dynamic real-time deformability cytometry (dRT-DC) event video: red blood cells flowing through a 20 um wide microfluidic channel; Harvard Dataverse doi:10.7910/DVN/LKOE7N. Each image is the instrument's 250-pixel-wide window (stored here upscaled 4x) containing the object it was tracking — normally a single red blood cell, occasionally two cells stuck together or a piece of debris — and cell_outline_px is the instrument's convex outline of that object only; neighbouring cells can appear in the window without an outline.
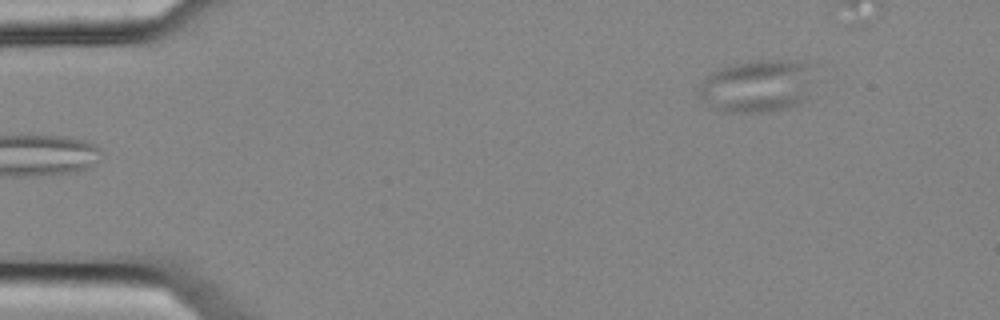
{"species": "common noctule bat (a hibernating species)", "species_latin": "Nyctalus noctula", "temperature_condition": "cold", "stored_images_in_passage": 6, "camera_frame_rate_fps": 3000, "um_per_image_px": 0.085, "animal": {"sex": "female", "body_mass_g": 25.1}, "frame": {"image": 1, "passage_image": 6, "time_ms": 1.667, "image_size_px": [1000, 320], "cell_outline_px": [[816, 64], [808, 96], [804, 100], [796, 104], [784, 108], [764, 112], [728, 112], [716, 108], [708, 104], [696, 92], [704, 80], [712, 72], [720, 68], [760, 60], [808, 60]], "centroid_in_image_um": [64.47, 7.28], "position_along_channel_um": 20.5, "area_um2": 35.43}}